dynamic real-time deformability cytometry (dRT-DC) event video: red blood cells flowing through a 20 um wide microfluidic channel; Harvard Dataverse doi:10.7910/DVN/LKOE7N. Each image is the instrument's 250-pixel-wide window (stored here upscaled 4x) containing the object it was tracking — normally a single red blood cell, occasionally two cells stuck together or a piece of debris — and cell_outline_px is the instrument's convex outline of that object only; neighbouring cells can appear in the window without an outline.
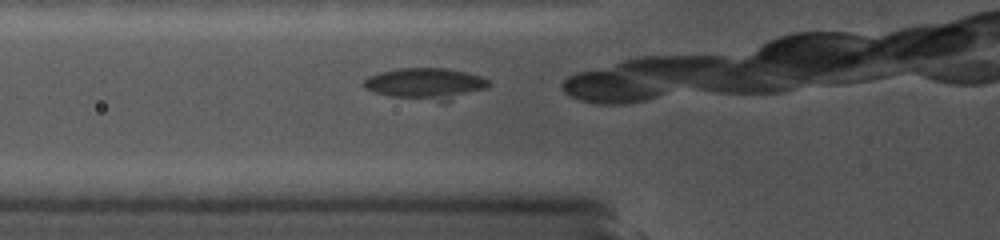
{"species": "common noctule bat (a hibernating species)", "species_latin": "Nyctalus noctula", "temperature_condition": "cold", "stored_images_in_passage": 45, "camera_frame_rate_fps": 5000, "um_per_image_px": 0.085, "animal": {"sex": "female", "body_mass_g": 19.0, "forearm_length_mm": 56.7}, "frame": {"image": 1, "passage_image": 3, "time_ms": 0.4, "image_size_px": [1000, 240], "cell_outline_px": [[492, 84], [488, 88], [444, 104], [440, 104], [388, 96], [372, 92], [364, 88], [360, 84], [368, 76], [380, 72], [396, 68], [448, 68], [480, 76], [492, 80]], "centroid_in_image_um": [36.21, 7.16], "position_along_channel_um": 89.6, "area_um2": 24.04}}
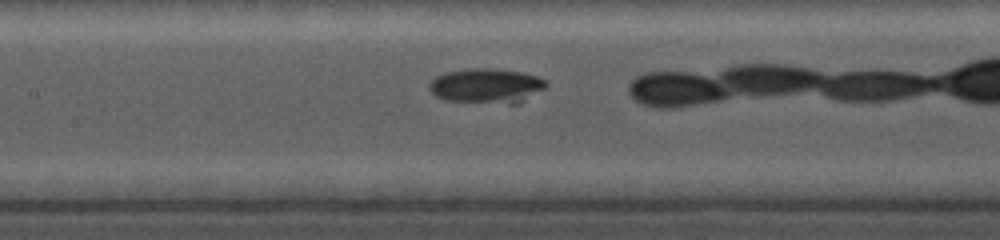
{"frame": {"image": 2, "passage_image": 14, "time_ms": 2.4, "image_size_px": [1000, 240], "cell_outline_px": [[548, 84], [544, 88], [520, 104], [508, 104], [444, 100], [436, 96], [428, 88], [428, 84], [436, 76], [444, 72], [464, 68], [492, 68], [520, 72], [536, 76], [544, 80]], "centroid_in_image_um": [41.32, 7.3], "position_along_channel_um": 166.1, "area_um2": 23.93}}
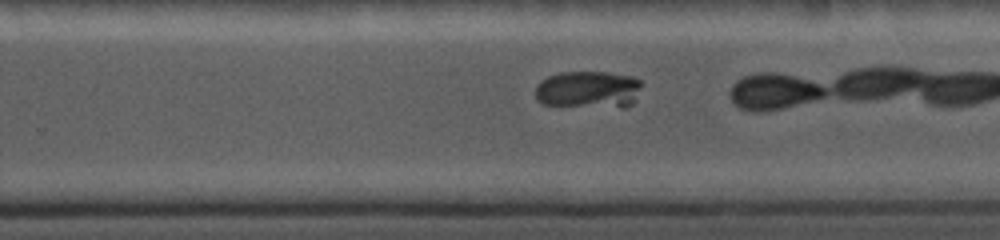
{"frame": {"image": 3, "passage_image": 32, "time_ms": 5.4, "image_size_px": [1000, 240], "cell_outline_px": [[640, 84], [632, 104], [624, 108], [620, 108], [544, 104], [536, 100], [536, 84], [540, 80], [548, 76], [560, 72], [608, 72], [632, 76], [640, 80]], "centroid_in_image_um": [49.98, 7.61], "position_along_channel_um": 279.8, "area_um2": 23.18}}